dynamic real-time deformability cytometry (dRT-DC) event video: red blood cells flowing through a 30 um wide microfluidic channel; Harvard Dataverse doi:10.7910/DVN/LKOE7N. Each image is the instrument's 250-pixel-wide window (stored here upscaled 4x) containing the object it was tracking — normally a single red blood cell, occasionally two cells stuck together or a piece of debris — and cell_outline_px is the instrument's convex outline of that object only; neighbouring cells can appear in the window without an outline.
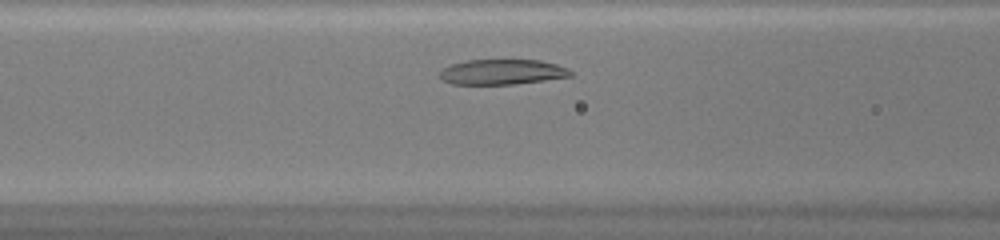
{"species": "common noctule bat (a hibernating species)", "species_latin": "Nyctalus noctula", "temperature_condition": "warm", "stored_images_in_passage": 27, "camera_frame_rate_fps": 3000, "um_per_image_px": 0.085, "animal": {"sex": "female", "body_mass_g": 20.0, "forearm_length_mm": 54.0}, "frame": {"image": 1, "passage_image": 7, "time_ms": 2.0, "image_size_px": [1000, 240], "cell_outline_px": [[572, 76], [544, 80], [512, 84], [452, 84], [440, 80], [440, 72], [444, 68], [452, 64], [464, 60], [540, 60], [556, 64], [568, 68], [572, 72]], "centroid_in_image_um": [42.67, 6.11], "position_along_channel_um": 123.9, "area_um2": 19.19}}
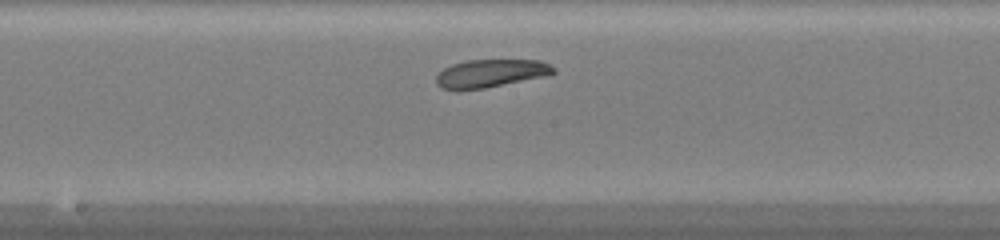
{"frame": {"image": 2, "passage_image": 13, "time_ms": 4.0, "image_size_px": [1000, 240], "cell_outline_px": [[556, 72], [544, 76], [484, 88], [440, 88], [436, 84], [436, 76], [444, 68], [452, 64], [468, 60], [540, 60], [556, 68]], "centroid_in_image_um": [41.72, 6.21], "position_along_channel_um": 206.5, "area_um2": 18.67}}
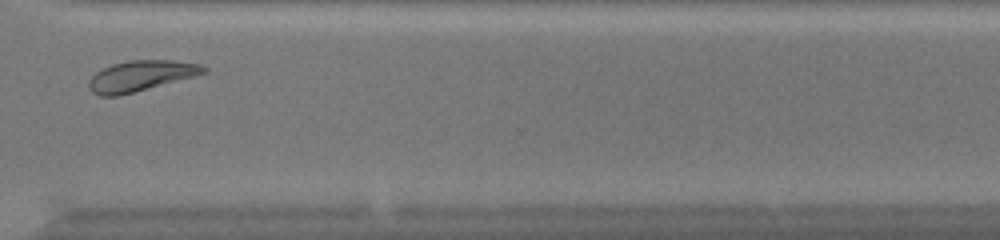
{"frame": {"image": 3, "passage_image": 24, "time_ms": 7.667, "image_size_px": [1000, 240], "cell_outline_px": [[208, 72], [196, 76], [116, 96], [100, 96], [92, 92], [88, 88], [88, 84], [92, 76], [96, 72], [112, 64], [132, 60], [172, 60], [200, 64], [208, 68]], "centroid_in_image_um": [11.99, 6.44], "position_along_channel_um": 358.6, "area_um2": 20.29}, "authors_computed_cell_mechanics": {"area_um2": 19.7098, "velocity_mm_per_s": 4.1374, "shape_relaxation_time_tau1_ms": 3.3133, "shape_relaxation_time_tau2_ms": 2.9409, "deformation_change_tau1": 0.1097, "deformation_change_tau2": 0.1088}}